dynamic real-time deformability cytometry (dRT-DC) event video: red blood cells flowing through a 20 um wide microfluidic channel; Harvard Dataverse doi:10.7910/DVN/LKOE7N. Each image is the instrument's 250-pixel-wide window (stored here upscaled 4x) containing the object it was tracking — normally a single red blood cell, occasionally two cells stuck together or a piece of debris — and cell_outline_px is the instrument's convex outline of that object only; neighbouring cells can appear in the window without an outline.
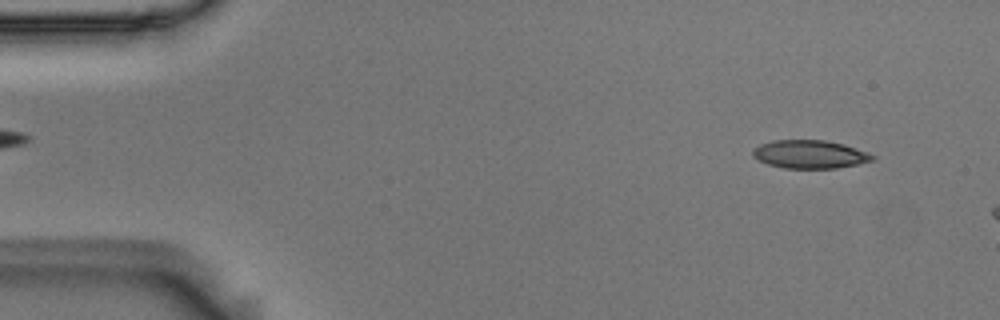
{"species": "Egyptian fruit bat (a non-hibernating species)", "species_latin": "Rousettus aegyptiacus", "temperature_condition": "room temperature", "stored_images_in_passage": 5, "camera_frame_rate_fps": 3000, "um_per_image_px": 0.085, "animal": {"sex": "male"}, "frame": {"image": 1, "passage_image": 1, "time_ms": 0.0, "image_size_px": [1000, 320], "cell_outline_px": [[876, 160], [836, 168], [784, 168], [768, 164], [752, 156], [752, 148], [760, 144], [772, 140], [824, 140], [844, 144], [868, 152], [876, 156]], "centroid_in_image_um": [68.84, 13.11], "position_along_channel_um": 16.2, "area_um2": 19.77}}